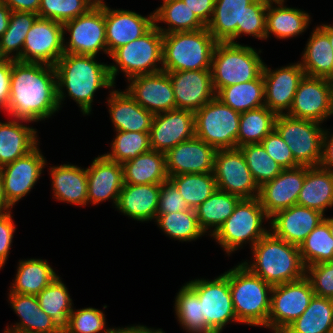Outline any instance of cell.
Here are the masks:
<instances>
[{
	"instance_id": "6da1fadb",
	"label": "cell",
	"mask_w": 333,
	"mask_h": 333,
	"mask_svg": "<svg viewBox=\"0 0 333 333\" xmlns=\"http://www.w3.org/2000/svg\"><path fill=\"white\" fill-rule=\"evenodd\" d=\"M10 98L5 110L12 119L38 122L60 110L53 65L12 60Z\"/></svg>"
},
{
	"instance_id": "7a4b0ae2",
	"label": "cell",
	"mask_w": 333,
	"mask_h": 333,
	"mask_svg": "<svg viewBox=\"0 0 333 333\" xmlns=\"http://www.w3.org/2000/svg\"><path fill=\"white\" fill-rule=\"evenodd\" d=\"M95 58L96 56L93 55L64 53L54 65L60 108L62 101L68 95L78 104L83 115H89L92 111L95 92L99 88H111V90L115 88L110 76L109 65L99 63Z\"/></svg>"
},
{
	"instance_id": "3957f363",
	"label": "cell",
	"mask_w": 333,
	"mask_h": 333,
	"mask_svg": "<svg viewBox=\"0 0 333 333\" xmlns=\"http://www.w3.org/2000/svg\"><path fill=\"white\" fill-rule=\"evenodd\" d=\"M267 7L263 0H215L206 27L217 42L237 44L242 34L265 40Z\"/></svg>"
},
{
	"instance_id": "277c9868",
	"label": "cell",
	"mask_w": 333,
	"mask_h": 333,
	"mask_svg": "<svg viewBox=\"0 0 333 333\" xmlns=\"http://www.w3.org/2000/svg\"><path fill=\"white\" fill-rule=\"evenodd\" d=\"M251 251L253 262L243 261L242 264L272 286L305 277L306 267L301 259L299 246L276 237L271 231Z\"/></svg>"
},
{
	"instance_id": "5b68a950",
	"label": "cell",
	"mask_w": 333,
	"mask_h": 333,
	"mask_svg": "<svg viewBox=\"0 0 333 333\" xmlns=\"http://www.w3.org/2000/svg\"><path fill=\"white\" fill-rule=\"evenodd\" d=\"M228 280L239 323L266 328L273 286L242 263L228 270Z\"/></svg>"
},
{
	"instance_id": "8992f818",
	"label": "cell",
	"mask_w": 333,
	"mask_h": 333,
	"mask_svg": "<svg viewBox=\"0 0 333 333\" xmlns=\"http://www.w3.org/2000/svg\"><path fill=\"white\" fill-rule=\"evenodd\" d=\"M216 43L207 27L163 34V71L211 70Z\"/></svg>"
},
{
	"instance_id": "52a82bcc",
	"label": "cell",
	"mask_w": 333,
	"mask_h": 333,
	"mask_svg": "<svg viewBox=\"0 0 333 333\" xmlns=\"http://www.w3.org/2000/svg\"><path fill=\"white\" fill-rule=\"evenodd\" d=\"M258 51L239 43L217 42L211 63L215 93L221 88L257 79L264 67L261 50Z\"/></svg>"
},
{
	"instance_id": "ba28073f",
	"label": "cell",
	"mask_w": 333,
	"mask_h": 333,
	"mask_svg": "<svg viewBox=\"0 0 333 333\" xmlns=\"http://www.w3.org/2000/svg\"><path fill=\"white\" fill-rule=\"evenodd\" d=\"M264 220L270 218L265 213L258 197L241 198L230 217L211 236L230 256L243 244L249 243L252 248L268 230L263 226ZM263 226V227H262Z\"/></svg>"
},
{
	"instance_id": "9c48e42d",
	"label": "cell",
	"mask_w": 333,
	"mask_h": 333,
	"mask_svg": "<svg viewBox=\"0 0 333 333\" xmlns=\"http://www.w3.org/2000/svg\"><path fill=\"white\" fill-rule=\"evenodd\" d=\"M109 57L115 63L109 64L114 84L120 70L127 80L139 75L160 72L163 70V34L154 25L142 37L117 48Z\"/></svg>"
},
{
	"instance_id": "30bf717a",
	"label": "cell",
	"mask_w": 333,
	"mask_h": 333,
	"mask_svg": "<svg viewBox=\"0 0 333 333\" xmlns=\"http://www.w3.org/2000/svg\"><path fill=\"white\" fill-rule=\"evenodd\" d=\"M240 115L215 96L194 112L195 136L217 150L237 148Z\"/></svg>"
},
{
	"instance_id": "8fae6325",
	"label": "cell",
	"mask_w": 333,
	"mask_h": 333,
	"mask_svg": "<svg viewBox=\"0 0 333 333\" xmlns=\"http://www.w3.org/2000/svg\"><path fill=\"white\" fill-rule=\"evenodd\" d=\"M321 123L277 115L275 130L289 146L300 166H319L322 160L324 128Z\"/></svg>"
},
{
	"instance_id": "7c38bea8",
	"label": "cell",
	"mask_w": 333,
	"mask_h": 333,
	"mask_svg": "<svg viewBox=\"0 0 333 333\" xmlns=\"http://www.w3.org/2000/svg\"><path fill=\"white\" fill-rule=\"evenodd\" d=\"M199 297L207 325L222 333L229 322H237L228 280V271L215 279H194L186 283Z\"/></svg>"
},
{
	"instance_id": "4fadbf2b",
	"label": "cell",
	"mask_w": 333,
	"mask_h": 333,
	"mask_svg": "<svg viewBox=\"0 0 333 333\" xmlns=\"http://www.w3.org/2000/svg\"><path fill=\"white\" fill-rule=\"evenodd\" d=\"M314 296L310 281L304 277L294 282L274 285L266 328L282 333L308 308Z\"/></svg>"
},
{
	"instance_id": "5bb4252c",
	"label": "cell",
	"mask_w": 333,
	"mask_h": 333,
	"mask_svg": "<svg viewBox=\"0 0 333 333\" xmlns=\"http://www.w3.org/2000/svg\"><path fill=\"white\" fill-rule=\"evenodd\" d=\"M64 53L97 56L107 54L105 7L91 8L86 14L63 24ZM66 32L70 33L65 42Z\"/></svg>"
},
{
	"instance_id": "9a60e30c",
	"label": "cell",
	"mask_w": 333,
	"mask_h": 333,
	"mask_svg": "<svg viewBox=\"0 0 333 333\" xmlns=\"http://www.w3.org/2000/svg\"><path fill=\"white\" fill-rule=\"evenodd\" d=\"M213 174L218 190L240 198L258 197L259 186L239 148L217 150Z\"/></svg>"
},
{
	"instance_id": "2e32d148",
	"label": "cell",
	"mask_w": 333,
	"mask_h": 333,
	"mask_svg": "<svg viewBox=\"0 0 333 333\" xmlns=\"http://www.w3.org/2000/svg\"><path fill=\"white\" fill-rule=\"evenodd\" d=\"M64 54L63 24L37 18L24 40L20 62L55 65Z\"/></svg>"
},
{
	"instance_id": "e0dca14e",
	"label": "cell",
	"mask_w": 333,
	"mask_h": 333,
	"mask_svg": "<svg viewBox=\"0 0 333 333\" xmlns=\"http://www.w3.org/2000/svg\"><path fill=\"white\" fill-rule=\"evenodd\" d=\"M286 115L321 124L333 116L327 78L305 75L299 82L292 106Z\"/></svg>"
},
{
	"instance_id": "ac0fdd59",
	"label": "cell",
	"mask_w": 333,
	"mask_h": 333,
	"mask_svg": "<svg viewBox=\"0 0 333 333\" xmlns=\"http://www.w3.org/2000/svg\"><path fill=\"white\" fill-rule=\"evenodd\" d=\"M46 162L37 146L27 155L0 168L4 193L12 207L30 193L39 180Z\"/></svg>"
},
{
	"instance_id": "d6986e66",
	"label": "cell",
	"mask_w": 333,
	"mask_h": 333,
	"mask_svg": "<svg viewBox=\"0 0 333 333\" xmlns=\"http://www.w3.org/2000/svg\"><path fill=\"white\" fill-rule=\"evenodd\" d=\"M127 82L125 91L154 115L176 109L172 82L166 71L135 76Z\"/></svg>"
},
{
	"instance_id": "ffe728a7",
	"label": "cell",
	"mask_w": 333,
	"mask_h": 333,
	"mask_svg": "<svg viewBox=\"0 0 333 333\" xmlns=\"http://www.w3.org/2000/svg\"><path fill=\"white\" fill-rule=\"evenodd\" d=\"M262 76L264 79L265 106L276 115L287 114L292 106L299 82L305 76L300 62L275 70L268 68L264 63Z\"/></svg>"
},
{
	"instance_id": "44dd1931",
	"label": "cell",
	"mask_w": 333,
	"mask_h": 333,
	"mask_svg": "<svg viewBox=\"0 0 333 333\" xmlns=\"http://www.w3.org/2000/svg\"><path fill=\"white\" fill-rule=\"evenodd\" d=\"M194 136V112L174 109L154 115L150 129L152 150L166 154L179 143Z\"/></svg>"
},
{
	"instance_id": "7402d4cb",
	"label": "cell",
	"mask_w": 333,
	"mask_h": 333,
	"mask_svg": "<svg viewBox=\"0 0 333 333\" xmlns=\"http://www.w3.org/2000/svg\"><path fill=\"white\" fill-rule=\"evenodd\" d=\"M305 180V166L283 169L273 180L259 187L258 199L269 218L297 204Z\"/></svg>"
},
{
	"instance_id": "603a6c76",
	"label": "cell",
	"mask_w": 333,
	"mask_h": 333,
	"mask_svg": "<svg viewBox=\"0 0 333 333\" xmlns=\"http://www.w3.org/2000/svg\"><path fill=\"white\" fill-rule=\"evenodd\" d=\"M216 152V148L196 136L185 140L165 154L168 176L213 173Z\"/></svg>"
},
{
	"instance_id": "cb8c5ba5",
	"label": "cell",
	"mask_w": 333,
	"mask_h": 333,
	"mask_svg": "<svg viewBox=\"0 0 333 333\" xmlns=\"http://www.w3.org/2000/svg\"><path fill=\"white\" fill-rule=\"evenodd\" d=\"M107 54L142 37L154 26V13L147 17L134 11L105 6Z\"/></svg>"
},
{
	"instance_id": "d4e9b609",
	"label": "cell",
	"mask_w": 333,
	"mask_h": 333,
	"mask_svg": "<svg viewBox=\"0 0 333 333\" xmlns=\"http://www.w3.org/2000/svg\"><path fill=\"white\" fill-rule=\"evenodd\" d=\"M167 73L172 82L176 109L196 112L216 96L211 70Z\"/></svg>"
},
{
	"instance_id": "484cf974",
	"label": "cell",
	"mask_w": 333,
	"mask_h": 333,
	"mask_svg": "<svg viewBox=\"0 0 333 333\" xmlns=\"http://www.w3.org/2000/svg\"><path fill=\"white\" fill-rule=\"evenodd\" d=\"M320 211L300 205L277 212L270 218V231L284 241L300 246L305 238L324 220Z\"/></svg>"
},
{
	"instance_id": "4316f807",
	"label": "cell",
	"mask_w": 333,
	"mask_h": 333,
	"mask_svg": "<svg viewBox=\"0 0 333 333\" xmlns=\"http://www.w3.org/2000/svg\"><path fill=\"white\" fill-rule=\"evenodd\" d=\"M86 173L88 203L96 205L110 199L116 206L124 185L122 165L99 155L86 168Z\"/></svg>"
},
{
	"instance_id": "83f0119b",
	"label": "cell",
	"mask_w": 333,
	"mask_h": 333,
	"mask_svg": "<svg viewBox=\"0 0 333 333\" xmlns=\"http://www.w3.org/2000/svg\"><path fill=\"white\" fill-rule=\"evenodd\" d=\"M107 103L116 131L150 133L154 114L144 109L126 91L112 89Z\"/></svg>"
},
{
	"instance_id": "f1b7e54d",
	"label": "cell",
	"mask_w": 333,
	"mask_h": 333,
	"mask_svg": "<svg viewBox=\"0 0 333 333\" xmlns=\"http://www.w3.org/2000/svg\"><path fill=\"white\" fill-rule=\"evenodd\" d=\"M161 184H124L115 208L132 220H156Z\"/></svg>"
},
{
	"instance_id": "f546056e",
	"label": "cell",
	"mask_w": 333,
	"mask_h": 333,
	"mask_svg": "<svg viewBox=\"0 0 333 333\" xmlns=\"http://www.w3.org/2000/svg\"><path fill=\"white\" fill-rule=\"evenodd\" d=\"M8 295L11 308L20 317V322L5 329L17 333H62V328L40 308L36 295Z\"/></svg>"
},
{
	"instance_id": "4dcf8cb0",
	"label": "cell",
	"mask_w": 333,
	"mask_h": 333,
	"mask_svg": "<svg viewBox=\"0 0 333 333\" xmlns=\"http://www.w3.org/2000/svg\"><path fill=\"white\" fill-rule=\"evenodd\" d=\"M24 120L0 122V168L27 155L39 145L37 129Z\"/></svg>"
},
{
	"instance_id": "1f68e13d",
	"label": "cell",
	"mask_w": 333,
	"mask_h": 333,
	"mask_svg": "<svg viewBox=\"0 0 333 333\" xmlns=\"http://www.w3.org/2000/svg\"><path fill=\"white\" fill-rule=\"evenodd\" d=\"M49 170L56 200L79 206L88 204L86 168L67 163L50 167Z\"/></svg>"
},
{
	"instance_id": "d6a6232c",
	"label": "cell",
	"mask_w": 333,
	"mask_h": 333,
	"mask_svg": "<svg viewBox=\"0 0 333 333\" xmlns=\"http://www.w3.org/2000/svg\"><path fill=\"white\" fill-rule=\"evenodd\" d=\"M297 205L325 213L333 207V171L319 166H305V180Z\"/></svg>"
},
{
	"instance_id": "836d02e7",
	"label": "cell",
	"mask_w": 333,
	"mask_h": 333,
	"mask_svg": "<svg viewBox=\"0 0 333 333\" xmlns=\"http://www.w3.org/2000/svg\"><path fill=\"white\" fill-rule=\"evenodd\" d=\"M310 18L307 12L287 7L284 2H270L266 12L265 39L269 38L270 34L277 39L296 37L306 31L311 23Z\"/></svg>"
},
{
	"instance_id": "e575fe53",
	"label": "cell",
	"mask_w": 333,
	"mask_h": 333,
	"mask_svg": "<svg viewBox=\"0 0 333 333\" xmlns=\"http://www.w3.org/2000/svg\"><path fill=\"white\" fill-rule=\"evenodd\" d=\"M121 165L124 184H162L169 180L166 156L156 150L151 149Z\"/></svg>"
},
{
	"instance_id": "d590c367",
	"label": "cell",
	"mask_w": 333,
	"mask_h": 333,
	"mask_svg": "<svg viewBox=\"0 0 333 333\" xmlns=\"http://www.w3.org/2000/svg\"><path fill=\"white\" fill-rule=\"evenodd\" d=\"M311 33L300 65L307 76L328 78L333 75V48L327 34L319 26Z\"/></svg>"
},
{
	"instance_id": "8d00e7d4",
	"label": "cell",
	"mask_w": 333,
	"mask_h": 333,
	"mask_svg": "<svg viewBox=\"0 0 333 333\" xmlns=\"http://www.w3.org/2000/svg\"><path fill=\"white\" fill-rule=\"evenodd\" d=\"M56 276L58 275L45 259L19 260L9 293L37 296Z\"/></svg>"
},
{
	"instance_id": "74e56055",
	"label": "cell",
	"mask_w": 333,
	"mask_h": 333,
	"mask_svg": "<svg viewBox=\"0 0 333 333\" xmlns=\"http://www.w3.org/2000/svg\"><path fill=\"white\" fill-rule=\"evenodd\" d=\"M333 332V299L314 295L308 308L282 333Z\"/></svg>"
},
{
	"instance_id": "f35d334b",
	"label": "cell",
	"mask_w": 333,
	"mask_h": 333,
	"mask_svg": "<svg viewBox=\"0 0 333 333\" xmlns=\"http://www.w3.org/2000/svg\"><path fill=\"white\" fill-rule=\"evenodd\" d=\"M153 13L154 25L162 34L195 31L206 27L182 0H163L162 5ZM158 22L167 24V28H162Z\"/></svg>"
},
{
	"instance_id": "ab89813d",
	"label": "cell",
	"mask_w": 333,
	"mask_h": 333,
	"mask_svg": "<svg viewBox=\"0 0 333 333\" xmlns=\"http://www.w3.org/2000/svg\"><path fill=\"white\" fill-rule=\"evenodd\" d=\"M241 198L237 195L216 190L207 200L195 208L200 228L212 236L230 217Z\"/></svg>"
},
{
	"instance_id": "60d3db41",
	"label": "cell",
	"mask_w": 333,
	"mask_h": 333,
	"mask_svg": "<svg viewBox=\"0 0 333 333\" xmlns=\"http://www.w3.org/2000/svg\"><path fill=\"white\" fill-rule=\"evenodd\" d=\"M216 97L239 113L263 107L265 106L263 76L261 74L255 80L221 88Z\"/></svg>"
},
{
	"instance_id": "b9f144b4",
	"label": "cell",
	"mask_w": 333,
	"mask_h": 333,
	"mask_svg": "<svg viewBox=\"0 0 333 333\" xmlns=\"http://www.w3.org/2000/svg\"><path fill=\"white\" fill-rule=\"evenodd\" d=\"M37 18L35 13L11 11L8 27L0 37V58H21L25 37Z\"/></svg>"
},
{
	"instance_id": "7bdbcfd3",
	"label": "cell",
	"mask_w": 333,
	"mask_h": 333,
	"mask_svg": "<svg viewBox=\"0 0 333 333\" xmlns=\"http://www.w3.org/2000/svg\"><path fill=\"white\" fill-rule=\"evenodd\" d=\"M177 321L189 333H215L206 323L198 295L184 284L176 295L174 304Z\"/></svg>"
},
{
	"instance_id": "ee69618b",
	"label": "cell",
	"mask_w": 333,
	"mask_h": 333,
	"mask_svg": "<svg viewBox=\"0 0 333 333\" xmlns=\"http://www.w3.org/2000/svg\"><path fill=\"white\" fill-rule=\"evenodd\" d=\"M276 117L266 106L241 113L237 148L261 143L275 129Z\"/></svg>"
},
{
	"instance_id": "f6af8a7d",
	"label": "cell",
	"mask_w": 333,
	"mask_h": 333,
	"mask_svg": "<svg viewBox=\"0 0 333 333\" xmlns=\"http://www.w3.org/2000/svg\"><path fill=\"white\" fill-rule=\"evenodd\" d=\"M37 300L40 308L63 329L72 312L73 303L61 277L56 276V278L37 295Z\"/></svg>"
},
{
	"instance_id": "bcb514c9",
	"label": "cell",
	"mask_w": 333,
	"mask_h": 333,
	"mask_svg": "<svg viewBox=\"0 0 333 333\" xmlns=\"http://www.w3.org/2000/svg\"><path fill=\"white\" fill-rule=\"evenodd\" d=\"M169 180L191 209L197 208L217 190L213 173L180 174L170 176Z\"/></svg>"
},
{
	"instance_id": "7dc6e473",
	"label": "cell",
	"mask_w": 333,
	"mask_h": 333,
	"mask_svg": "<svg viewBox=\"0 0 333 333\" xmlns=\"http://www.w3.org/2000/svg\"><path fill=\"white\" fill-rule=\"evenodd\" d=\"M158 227L174 240L195 241L205 233L200 228L195 209L167 214H156Z\"/></svg>"
},
{
	"instance_id": "c3c4849f",
	"label": "cell",
	"mask_w": 333,
	"mask_h": 333,
	"mask_svg": "<svg viewBox=\"0 0 333 333\" xmlns=\"http://www.w3.org/2000/svg\"><path fill=\"white\" fill-rule=\"evenodd\" d=\"M299 252L305 267L333 261V237L325 220L300 244Z\"/></svg>"
},
{
	"instance_id": "681fc988",
	"label": "cell",
	"mask_w": 333,
	"mask_h": 333,
	"mask_svg": "<svg viewBox=\"0 0 333 333\" xmlns=\"http://www.w3.org/2000/svg\"><path fill=\"white\" fill-rule=\"evenodd\" d=\"M113 140L111 152L103 155L120 164L151 150L150 133L116 131Z\"/></svg>"
},
{
	"instance_id": "f907efd6",
	"label": "cell",
	"mask_w": 333,
	"mask_h": 333,
	"mask_svg": "<svg viewBox=\"0 0 333 333\" xmlns=\"http://www.w3.org/2000/svg\"><path fill=\"white\" fill-rule=\"evenodd\" d=\"M239 149L259 187L282 172L283 168L268 155L261 143L244 145Z\"/></svg>"
},
{
	"instance_id": "816d5d0a",
	"label": "cell",
	"mask_w": 333,
	"mask_h": 333,
	"mask_svg": "<svg viewBox=\"0 0 333 333\" xmlns=\"http://www.w3.org/2000/svg\"><path fill=\"white\" fill-rule=\"evenodd\" d=\"M76 310V311H75ZM72 309L62 333H110L105 314L96 308Z\"/></svg>"
},
{
	"instance_id": "f5cc1de1",
	"label": "cell",
	"mask_w": 333,
	"mask_h": 333,
	"mask_svg": "<svg viewBox=\"0 0 333 333\" xmlns=\"http://www.w3.org/2000/svg\"><path fill=\"white\" fill-rule=\"evenodd\" d=\"M91 8L85 0H41L38 17L64 24L86 14Z\"/></svg>"
},
{
	"instance_id": "db71d44e",
	"label": "cell",
	"mask_w": 333,
	"mask_h": 333,
	"mask_svg": "<svg viewBox=\"0 0 333 333\" xmlns=\"http://www.w3.org/2000/svg\"><path fill=\"white\" fill-rule=\"evenodd\" d=\"M305 277L314 295L333 299V261L306 267Z\"/></svg>"
},
{
	"instance_id": "11a10c76",
	"label": "cell",
	"mask_w": 333,
	"mask_h": 333,
	"mask_svg": "<svg viewBox=\"0 0 333 333\" xmlns=\"http://www.w3.org/2000/svg\"><path fill=\"white\" fill-rule=\"evenodd\" d=\"M268 155L274 159L283 169H291L300 166L295 160L289 146L274 129L261 142Z\"/></svg>"
},
{
	"instance_id": "9f6ffc18",
	"label": "cell",
	"mask_w": 333,
	"mask_h": 333,
	"mask_svg": "<svg viewBox=\"0 0 333 333\" xmlns=\"http://www.w3.org/2000/svg\"><path fill=\"white\" fill-rule=\"evenodd\" d=\"M189 209L191 208L170 180L161 184L157 214L182 212Z\"/></svg>"
},
{
	"instance_id": "6f0895ef",
	"label": "cell",
	"mask_w": 333,
	"mask_h": 333,
	"mask_svg": "<svg viewBox=\"0 0 333 333\" xmlns=\"http://www.w3.org/2000/svg\"><path fill=\"white\" fill-rule=\"evenodd\" d=\"M12 212L0 214V270L4 267L13 242L15 224L12 219Z\"/></svg>"
},
{
	"instance_id": "680465c9",
	"label": "cell",
	"mask_w": 333,
	"mask_h": 333,
	"mask_svg": "<svg viewBox=\"0 0 333 333\" xmlns=\"http://www.w3.org/2000/svg\"><path fill=\"white\" fill-rule=\"evenodd\" d=\"M12 60L0 58V109L8 108Z\"/></svg>"
},
{
	"instance_id": "91938a15",
	"label": "cell",
	"mask_w": 333,
	"mask_h": 333,
	"mask_svg": "<svg viewBox=\"0 0 333 333\" xmlns=\"http://www.w3.org/2000/svg\"><path fill=\"white\" fill-rule=\"evenodd\" d=\"M207 25L213 16L215 0H182Z\"/></svg>"
},
{
	"instance_id": "94428289",
	"label": "cell",
	"mask_w": 333,
	"mask_h": 333,
	"mask_svg": "<svg viewBox=\"0 0 333 333\" xmlns=\"http://www.w3.org/2000/svg\"><path fill=\"white\" fill-rule=\"evenodd\" d=\"M328 130L330 129L324 130L322 160L320 166L333 171V133L330 134Z\"/></svg>"
},
{
	"instance_id": "6125c7cd",
	"label": "cell",
	"mask_w": 333,
	"mask_h": 333,
	"mask_svg": "<svg viewBox=\"0 0 333 333\" xmlns=\"http://www.w3.org/2000/svg\"><path fill=\"white\" fill-rule=\"evenodd\" d=\"M41 0H7L5 4L11 11L38 14Z\"/></svg>"
},
{
	"instance_id": "be15d7a7",
	"label": "cell",
	"mask_w": 333,
	"mask_h": 333,
	"mask_svg": "<svg viewBox=\"0 0 333 333\" xmlns=\"http://www.w3.org/2000/svg\"><path fill=\"white\" fill-rule=\"evenodd\" d=\"M10 15V8L5 3H0V37L8 27Z\"/></svg>"
},
{
	"instance_id": "e7e4bbea",
	"label": "cell",
	"mask_w": 333,
	"mask_h": 333,
	"mask_svg": "<svg viewBox=\"0 0 333 333\" xmlns=\"http://www.w3.org/2000/svg\"><path fill=\"white\" fill-rule=\"evenodd\" d=\"M13 207L8 203L5 193H4V184L0 174V214L11 211Z\"/></svg>"
},
{
	"instance_id": "03108f58",
	"label": "cell",
	"mask_w": 333,
	"mask_h": 333,
	"mask_svg": "<svg viewBox=\"0 0 333 333\" xmlns=\"http://www.w3.org/2000/svg\"><path fill=\"white\" fill-rule=\"evenodd\" d=\"M110 333H139V325L111 328Z\"/></svg>"
},
{
	"instance_id": "003e7915",
	"label": "cell",
	"mask_w": 333,
	"mask_h": 333,
	"mask_svg": "<svg viewBox=\"0 0 333 333\" xmlns=\"http://www.w3.org/2000/svg\"><path fill=\"white\" fill-rule=\"evenodd\" d=\"M319 27L327 34L329 42L333 48V24L332 25L322 24Z\"/></svg>"
},
{
	"instance_id": "a7ac6f4b",
	"label": "cell",
	"mask_w": 333,
	"mask_h": 333,
	"mask_svg": "<svg viewBox=\"0 0 333 333\" xmlns=\"http://www.w3.org/2000/svg\"><path fill=\"white\" fill-rule=\"evenodd\" d=\"M139 333H165L162 331V329H155L154 328H148L144 325H139Z\"/></svg>"
},
{
	"instance_id": "89a4df30",
	"label": "cell",
	"mask_w": 333,
	"mask_h": 333,
	"mask_svg": "<svg viewBox=\"0 0 333 333\" xmlns=\"http://www.w3.org/2000/svg\"><path fill=\"white\" fill-rule=\"evenodd\" d=\"M92 8H103L106 3L103 0H85Z\"/></svg>"
},
{
	"instance_id": "2644e50d",
	"label": "cell",
	"mask_w": 333,
	"mask_h": 333,
	"mask_svg": "<svg viewBox=\"0 0 333 333\" xmlns=\"http://www.w3.org/2000/svg\"><path fill=\"white\" fill-rule=\"evenodd\" d=\"M327 81L329 83V89H330V100L333 108V75L329 76L327 78Z\"/></svg>"
},
{
	"instance_id": "8c879c8a",
	"label": "cell",
	"mask_w": 333,
	"mask_h": 333,
	"mask_svg": "<svg viewBox=\"0 0 333 333\" xmlns=\"http://www.w3.org/2000/svg\"><path fill=\"white\" fill-rule=\"evenodd\" d=\"M324 220L328 223L329 232H330L331 236L333 237V217L324 216Z\"/></svg>"
},
{
	"instance_id": "753ad0ef",
	"label": "cell",
	"mask_w": 333,
	"mask_h": 333,
	"mask_svg": "<svg viewBox=\"0 0 333 333\" xmlns=\"http://www.w3.org/2000/svg\"><path fill=\"white\" fill-rule=\"evenodd\" d=\"M263 1L270 3V2H285L286 0H263Z\"/></svg>"
},
{
	"instance_id": "34e18365",
	"label": "cell",
	"mask_w": 333,
	"mask_h": 333,
	"mask_svg": "<svg viewBox=\"0 0 333 333\" xmlns=\"http://www.w3.org/2000/svg\"><path fill=\"white\" fill-rule=\"evenodd\" d=\"M5 333H17V332L9 331V330L6 329Z\"/></svg>"
},
{
	"instance_id": "11e5206c",
	"label": "cell",
	"mask_w": 333,
	"mask_h": 333,
	"mask_svg": "<svg viewBox=\"0 0 333 333\" xmlns=\"http://www.w3.org/2000/svg\"><path fill=\"white\" fill-rule=\"evenodd\" d=\"M7 0H0V3H5Z\"/></svg>"
}]
</instances>
